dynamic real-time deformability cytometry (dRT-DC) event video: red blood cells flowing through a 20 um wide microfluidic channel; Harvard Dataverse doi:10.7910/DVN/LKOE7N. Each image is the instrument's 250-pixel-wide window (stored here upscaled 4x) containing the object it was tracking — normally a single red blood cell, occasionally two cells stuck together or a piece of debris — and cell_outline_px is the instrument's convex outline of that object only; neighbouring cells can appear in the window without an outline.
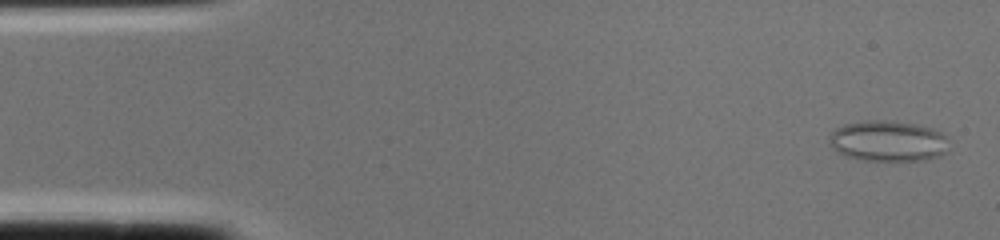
{"species": "common noctule bat (a hibernating species)", "species_latin": "Nyctalus noctula", "temperature_condition": "cold", "stored_images_in_passage": 2, "camera_frame_rate_fps": 3000, "um_per_image_px": 0.085, "animal": {"sex": "female", "body_mass_g": 22.0, "forearm_length_mm": 56.7}, "frame": {"image": 1, "passage_image": 1, "time_ms": 0.0, "image_size_px": [1000, 240], "cell_outline_px": [[944, 152], [940, 156], [924, 160], [860, 160], [844, 156], [832, 148], [828, 144], [828, 136], [836, 128], [844, 124], [864, 120], [892, 120], [916, 124], [932, 128], [944, 132]], "centroid_in_image_um": [75.39, 11.97], "position_along_channel_um": 9.6, "area_um2": 28.55}}